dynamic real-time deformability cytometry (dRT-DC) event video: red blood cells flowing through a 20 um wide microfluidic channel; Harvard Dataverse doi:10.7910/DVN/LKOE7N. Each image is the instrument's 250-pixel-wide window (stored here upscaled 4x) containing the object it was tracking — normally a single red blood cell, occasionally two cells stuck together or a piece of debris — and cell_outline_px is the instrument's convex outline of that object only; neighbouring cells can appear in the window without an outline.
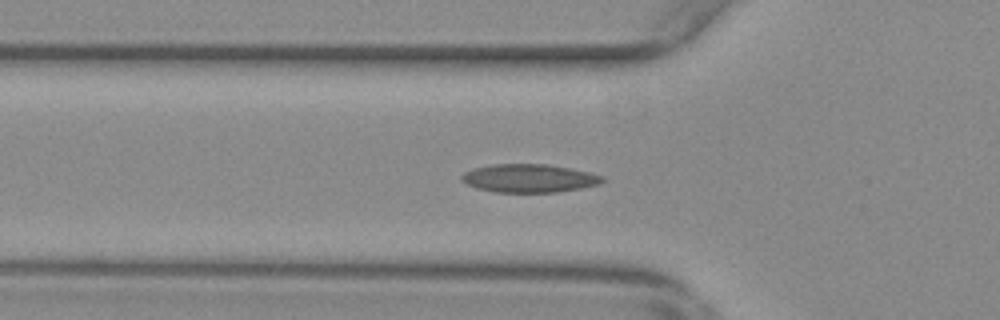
{"species": "common noctule bat (a hibernating species)", "species_latin": "Nyctalus noctula", "temperature_condition": "warm", "stored_images_in_passage": 49, "camera_frame_rate_fps": 3000, "um_per_image_px": 0.085, "animal": {"sex": "female", "body_mass_g": 29.2, "forearm_length_mm": 56.3}, "frame": {"image": 1, "passage_image": 18, "time_ms": 5.667, "image_size_px": [1000, 320], "cell_outline_px": [[604, 180], [600, 184], [580, 188], [556, 192], [496, 192], [476, 188], [460, 180], [460, 176], [464, 172], [472, 168], [492, 164], [544, 164], [568, 168], [588, 172], [604, 176]], "centroid_in_image_um": [44.93, 15.15], "position_along_channel_um": 80.9, "area_um2": 23.12}}
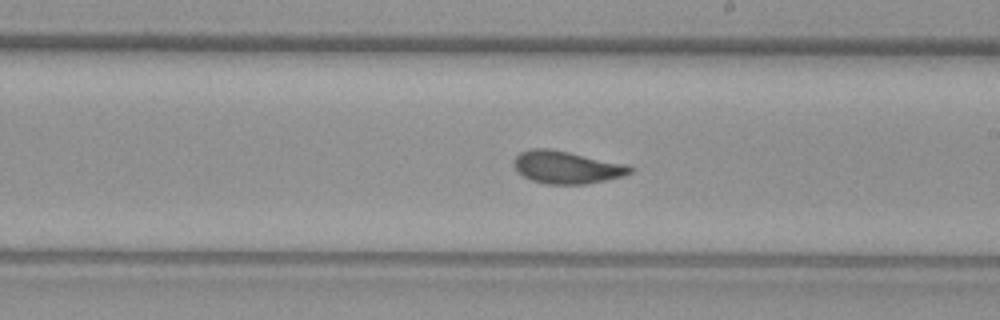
{"frame": {"image": 2, "passage_image": 31, "time_ms": 10.0, "image_size_px": [1000, 320], "cell_outline_px": [[636, 168], [632, 172], [624, 176], [588, 184], [544, 184], [532, 180], [516, 172], [512, 164], [516, 156], [520, 152], [532, 148], [548, 148], [628, 164]], "centroid_in_image_um": [48.18, 14.22], "position_along_channel_um": 240.8, "area_um2": 22.31}}
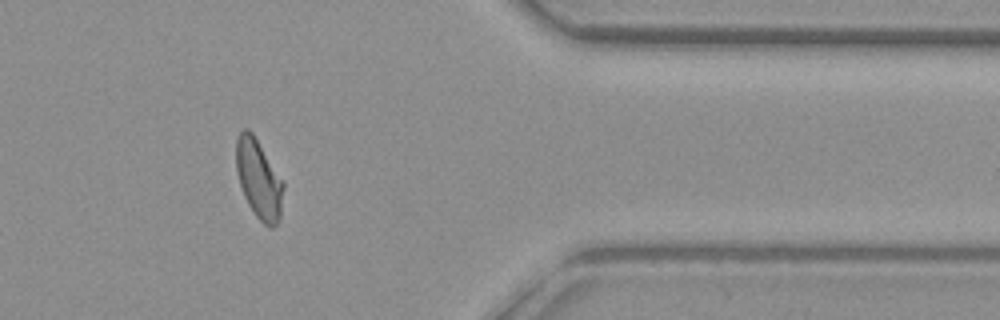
{"frame": {"image": 3, "passage_image": 45, "time_ms": 14.667, "image_size_px": [1000, 320], "cell_outline_px": [[284, 188], [280, 216], [276, 224], [272, 228], [268, 228], [256, 216], [248, 204], [244, 196], [236, 172], [236, 136], [244, 128], [248, 128], [252, 132], [284, 180]], "centroid_in_image_um": [22.0, 15.2], "position_along_channel_um": 389.4, "area_um2": 21.96}, "authors_computed_cell_mechanics": {"area_um2": 21.7328, "velocity_mm_per_s": 3.6834, "shape_relaxation_time_tau1_ms": 7.8163, "shape_relaxation_time_tau2_ms": 1.2585, "deformation_change_tau1": 0.1856, "deformation_change_tau2": 0.0606}}